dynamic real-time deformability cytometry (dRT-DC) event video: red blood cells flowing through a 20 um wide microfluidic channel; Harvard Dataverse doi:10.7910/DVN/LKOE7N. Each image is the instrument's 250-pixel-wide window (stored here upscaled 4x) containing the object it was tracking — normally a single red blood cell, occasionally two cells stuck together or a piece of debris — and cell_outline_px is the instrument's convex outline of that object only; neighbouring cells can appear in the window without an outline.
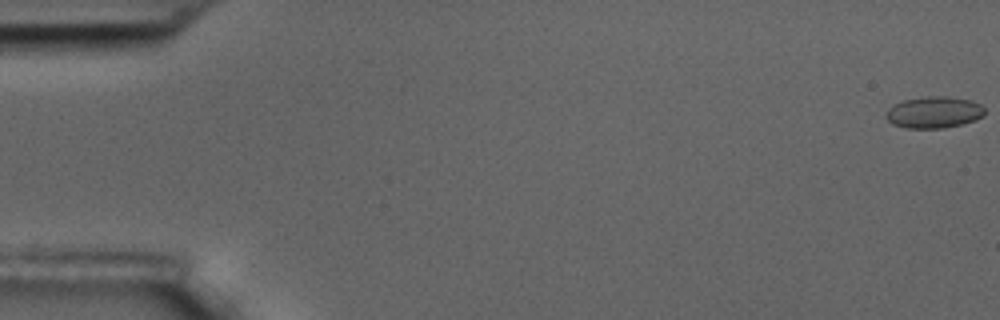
{"species": "common noctule bat (a hibernating species)", "species_latin": "Nyctalus noctula", "temperature_condition": "room temperature", "stored_images_in_passage": 11, "camera_frame_rate_fps": 3000, "um_per_image_px": 0.085, "animal": {"sex": "male", "body_mass_g": 17.5, "forearm_length_mm": 52.3}, "frame": {"image": 1, "passage_image": 1, "time_ms": 0.0, "image_size_px": [1000, 320], "cell_outline_px": [[984, 116], [976, 120], [964, 124], [944, 128], [908, 128], [892, 124], [884, 116], [888, 108], [892, 104], [904, 100], [924, 96], [948, 96], [972, 100], [980, 104], [984, 108]], "centroid_in_image_um": [79.39, 9.54], "position_along_channel_um": 5.6, "area_um2": 18.5}}